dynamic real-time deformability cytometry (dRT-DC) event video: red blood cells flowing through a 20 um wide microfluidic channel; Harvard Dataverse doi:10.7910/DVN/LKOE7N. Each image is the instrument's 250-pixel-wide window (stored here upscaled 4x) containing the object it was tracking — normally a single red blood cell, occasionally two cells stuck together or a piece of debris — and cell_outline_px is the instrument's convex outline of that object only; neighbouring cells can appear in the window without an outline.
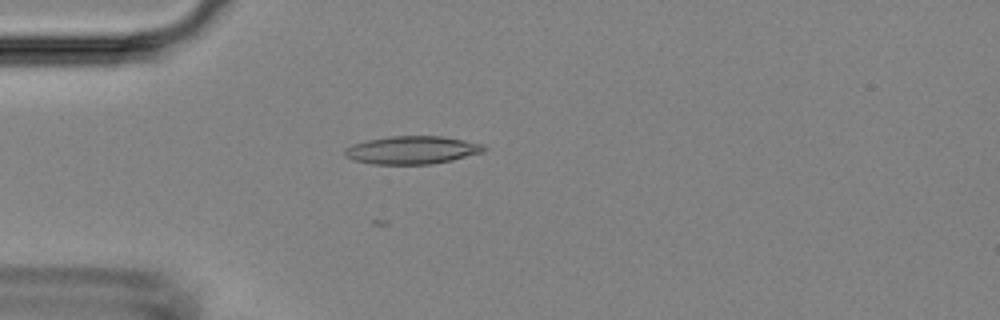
{"species": "Egyptian fruit bat (a non-hibernating species)", "species_latin": "Rousettus aegyptiacus", "temperature_condition": "room temperature", "stored_images_in_passage": 4, "camera_frame_rate_fps": 3000, "um_per_image_px": 0.085, "animal": {"sex": "female"}, "frame": {"image": 1, "passage_image": 4, "time_ms": 3.333, "image_size_px": [1000, 320], "cell_outline_px": [[488, 148], [484, 152], [452, 160], [432, 164], [372, 164], [352, 160], [344, 156], [344, 148], [352, 144], [368, 140], [392, 136], [440, 136], [464, 140], [484, 144]], "centroid_in_image_um": [35.02, 12.76], "position_along_channel_um": 50.0, "area_um2": 22.83}}